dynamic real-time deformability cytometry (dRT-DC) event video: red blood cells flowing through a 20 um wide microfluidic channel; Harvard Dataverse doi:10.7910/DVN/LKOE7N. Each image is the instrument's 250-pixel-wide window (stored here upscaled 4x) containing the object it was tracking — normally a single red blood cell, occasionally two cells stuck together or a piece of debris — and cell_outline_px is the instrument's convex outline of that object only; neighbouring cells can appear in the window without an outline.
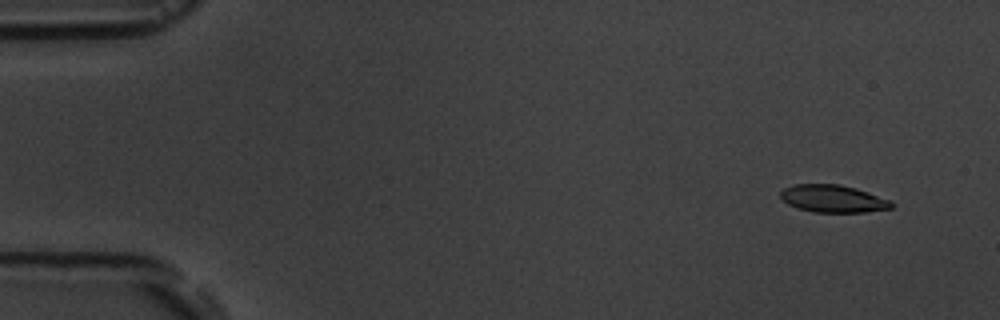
{"species": "common noctule bat (a hibernating species)", "species_latin": "Nyctalus noctula", "temperature_condition": "room temperature", "stored_images_in_passage": 14, "camera_frame_rate_fps": 3000, "um_per_image_px": 0.085, "animal": {"sex": "male", "body_mass_g": 19.5, "forearm_length_mm": 54.6}, "frame": {"image": 1, "passage_image": 2, "time_ms": 1.0, "image_size_px": [1000, 320], "cell_outline_px": [[892, 208], [864, 212], [812, 212], [788, 204], [780, 196], [780, 192], [784, 188], [792, 184], [840, 184], [856, 188], [892, 200]], "centroid_in_image_um": [70.81, 16.88], "position_along_channel_um": 14.2, "area_um2": 17.74}}
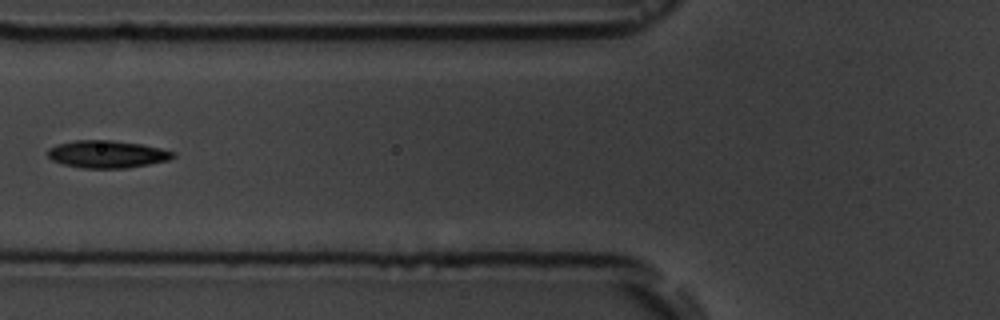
{"frame": {"image": 2, "passage_image": 6, "time_ms": 7.0, "image_size_px": [1000, 320], "cell_outline_px": [[176, 156], [168, 160], [128, 168], [84, 168], [64, 164], [52, 160], [48, 156], [48, 148], [56, 144], [76, 140], [112, 140], [140, 144], [160, 148], [176, 152]], "centroid_in_image_um": [9.11, 13.1], "position_along_channel_um": 116.7, "area_um2": 20.0}}
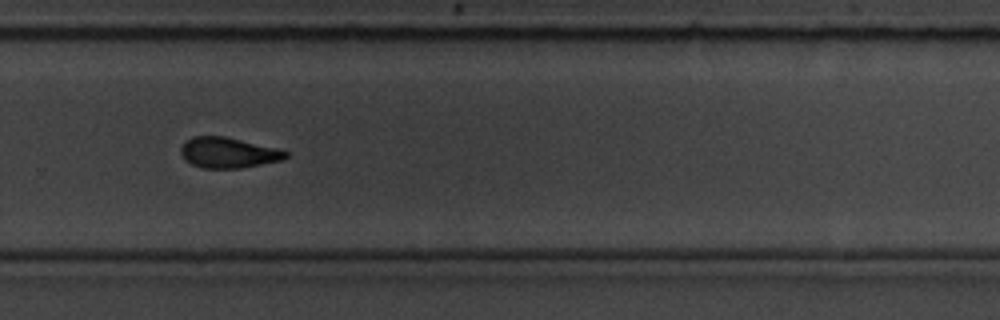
{"frame": {"image": 3, "passage_image": 11, "time_ms": 12.333, "image_size_px": [1000, 320], "cell_outline_px": [[288, 156], [280, 160], [240, 168], [204, 168], [192, 164], [184, 160], [180, 152], [180, 148], [192, 136], [224, 136], [280, 148], [288, 152]], "centroid_in_image_um": [19.4, 12.97], "position_along_channel_um": 310.4, "area_um2": 18.61}, "authors_computed_cell_mechanics": {"area_um2": 19.3341, "velocity_mm_per_s": 3.639, "shape_relaxation_time_tau1_ms": 3.9646, "shape_relaxation_time_tau2_ms": 2.9346, "deformation_change_tau1": 0.1074, "deformation_change_tau2": 0.0742}}